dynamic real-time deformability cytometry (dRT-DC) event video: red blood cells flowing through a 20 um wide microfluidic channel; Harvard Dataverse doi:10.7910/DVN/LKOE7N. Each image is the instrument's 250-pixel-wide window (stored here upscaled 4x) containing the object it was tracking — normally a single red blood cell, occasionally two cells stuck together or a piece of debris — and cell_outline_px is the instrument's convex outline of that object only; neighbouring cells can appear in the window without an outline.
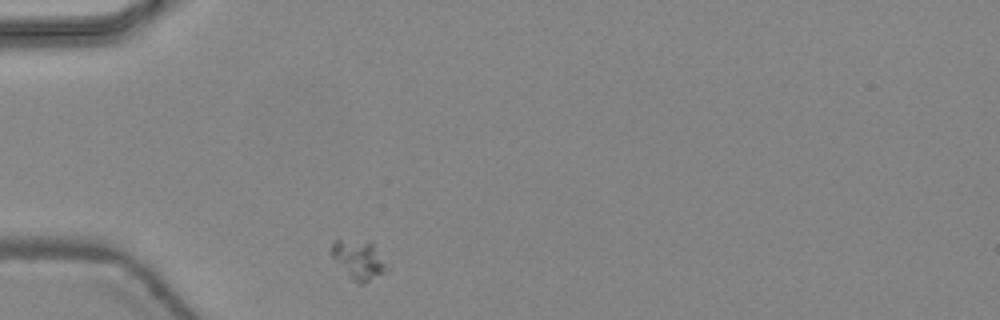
{"species": "common noctule bat (a hibernating species)", "species_latin": "Nyctalus noctula", "temperature_condition": "warm", "stored_images_in_passage": 28, "camera_frame_rate_fps": 3000, "um_per_image_px": 0.085, "animal": {"sex": "female", "body_mass_g": 24.6, "forearm_length_mm": 56.2}, "frame": {"image": 1, "passage_image": 1, "time_ms": 0.0, "image_size_px": [1000, 320], "cell_outline_px": [[392, 268], [388, 272], [364, 284], [360, 284], [352, 280], [348, 276], [332, 256], [332, 240], [372, 240], [392, 264]], "centroid_in_image_um": [30.65, 22.07], "position_along_channel_um": 54.3, "area_um2": 13.53}}
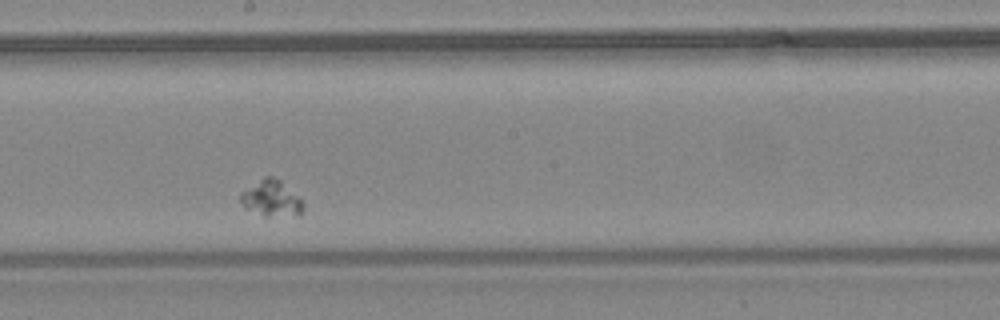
{"frame": {"image": 2, "passage_image": 15, "time_ms": 4.667, "image_size_px": [1000, 320], "cell_outline_px": [[304, 208], [300, 216], [264, 216], [244, 208], [240, 200], [240, 192], [264, 176], [272, 176], [280, 180], [304, 204]], "centroid_in_image_um": [23.04, 16.88], "position_along_channel_um": 225.2, "area_um2": 13.18}}
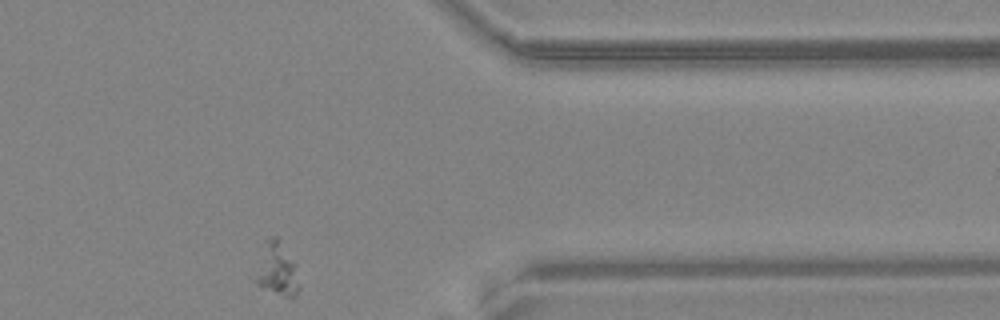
{"frame": {"image": 3, "passage_image": 28, "time_ms": 9.0, "image_size_px": [1000, 320], "cell_outline_px": [[300, 288], [296, 296], [284, 296], [256, 284], [256, 280], [264, 240], [268, 236], [276, 236], [280, 240], [296, 264]], "centroid_in_image_um": [23.6, 22.86], "position_along_channel_um": 387.8, "area_um2": 13.24}}